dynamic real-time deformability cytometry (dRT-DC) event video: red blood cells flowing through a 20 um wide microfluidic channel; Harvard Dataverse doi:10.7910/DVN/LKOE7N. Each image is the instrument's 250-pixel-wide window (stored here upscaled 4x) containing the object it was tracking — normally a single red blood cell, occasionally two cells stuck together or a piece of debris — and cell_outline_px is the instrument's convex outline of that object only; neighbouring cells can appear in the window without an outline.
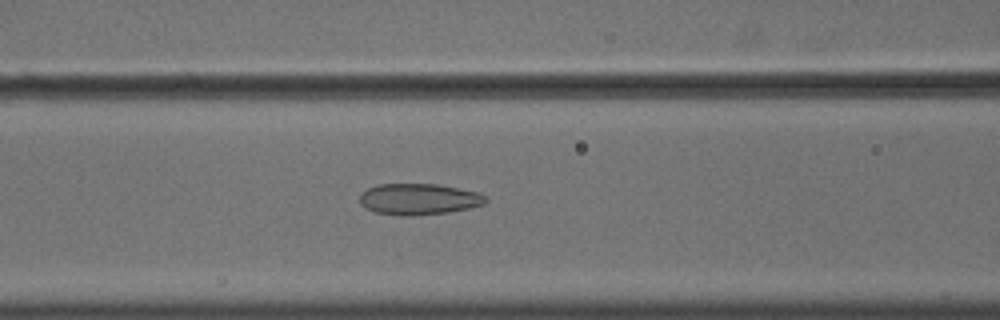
{"species": "common noctule bat (a hibernating species)", "species_latin": "Nyctalus noctula", "temperature_condition": "cold", "stored_images_in_passage": 57, "camera_frame_rate_fps": 3000, "um_per_image_px": 0.085, "animal": {"sex": "male", "body_mass_g": 18.8}, "frame": {"image": 1, "passage_image": 25, "time_ms": 8.0, "image_size_px": [1000, 320], "cell_outline_px": [[488, 200], [484, 204], [468, 208], [448, 212], [412, 216], [400, 216], [376, 212], [364, 208], [360, 204], [360, 196], [368, 188], [376, 184], [436, 184], [476, 192], [488, 196]], "centroid_in_image_um": [35.58, 16.93], "position_along_channel_um": 131.0, "area_um2": 22.89}}
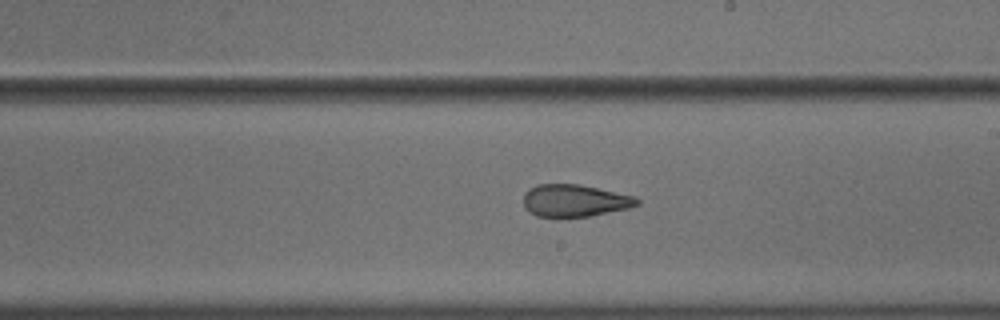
{"frame": {"image": 2, "passage_image": 34, "time_ms": 11.0, "image_size_px": [1000, 320], "cell_outline_px": [[640, 204], [628, 208], [588, 216], [556, 220], [536, 216], [528, 212], [524, 208], [524, 192], [528, 188], [536, 184], [580, 184], [636, 196], [640, 200]], "centroid_in_image_um": [48.79, 17.08], "position_along_channel_um": 240.2, "area_um2": 22.14}}
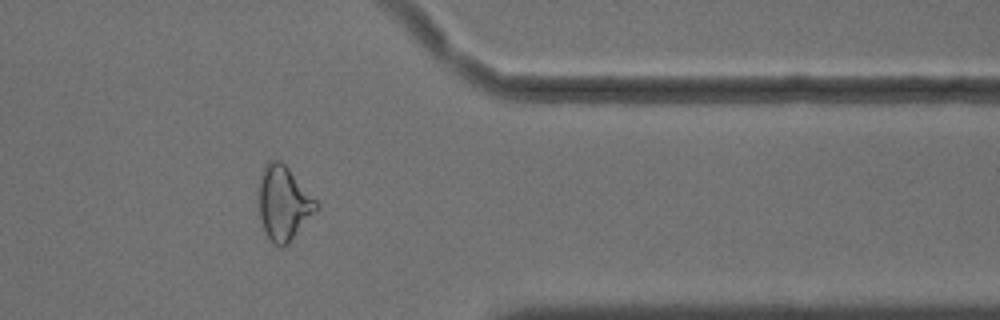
{"frame": {"image": 3, "passage_image": 47, "time_ms": 15.333, "image_size_px": [1000, 320], "cell_outline_px": [[320, 208], [288, 244], [280, 248], [272, 244], [264, 232], [260, 220], [260, 172], [264, 164], [268, 160], [280, 160], [288, 168], [320, 204]], "centroid_in_image_um": [24.12, 17.3], "position_along_channel_um": 387.3, "area_um2": 25.09}, "authors_computed_cell_mechanics": {"area_um2": 26.0678, "velocity_mm_per_s": 3.636, "shape_relaxation_time_tau1_ms": 10.1312, "shape_relaxation_time_tau2_ms": 2.1131, "deformation_change_tau1": 0.1883, "deformation_change_tau2": 0.1051}}